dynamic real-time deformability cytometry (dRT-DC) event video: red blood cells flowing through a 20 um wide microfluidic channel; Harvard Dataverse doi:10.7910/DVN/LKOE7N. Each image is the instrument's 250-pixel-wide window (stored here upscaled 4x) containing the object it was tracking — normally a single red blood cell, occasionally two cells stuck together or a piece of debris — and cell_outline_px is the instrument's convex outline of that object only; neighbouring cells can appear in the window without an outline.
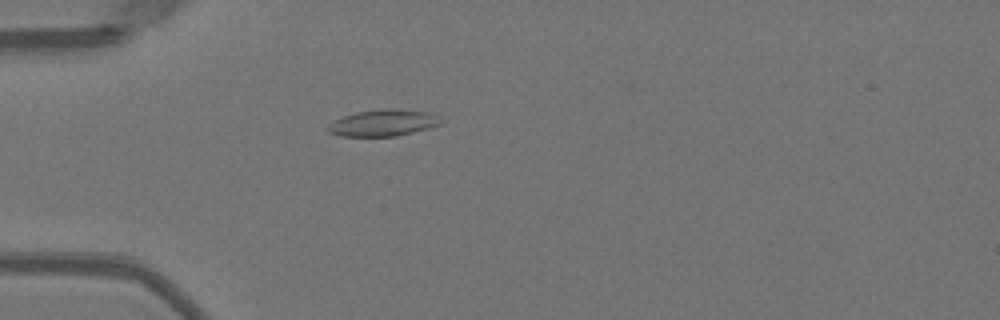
{"species": "Egyptian fruit bat (a non-hibernating species)", "species_latin": "Rousettus aegyptiacus", "temperature_condition": "warm", "stored_images_in_passage": 51, "camera_frame_rate_fps": 3000, "um_per_image_px": 0.085, "animal": {"sex": "female"}, "frame": {"image": 1, "passage_image": 15, "time_ms": 4.667, "image_size_px": [1000, 320], "cell_outline_px": [[444, 120], [440, 124], [428, 128], [396, 136], [340, 136], [328, 132], [324, 128], [332, 120], [356, 112], [380, 108], [396, 108], [428, 112]], "centroid_in_image_um": [32.51, 10.43], "position_along_channel_um": 52.5, "area_um2": 17.69}}
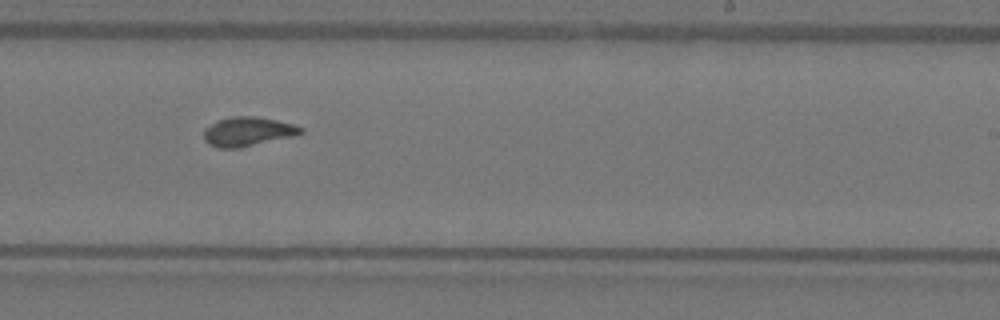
{"frame": {"image": 2, "passage_image": 32, "time_ms": 10.333, "image_size_px": [1000, 320], "cell_outline_px": [[304, 132], [292, 136], [240, 148], [220, 148], [208, 144], [204, 140], [204, 128], [220, 120], [232, 116], [256, 116], [276, 120], [292, 124], [304, 128]], "centroid_in_image_um": [21.05, 11.19], "position_along_channel_um": 267.9, "area_um2": 16.36}}
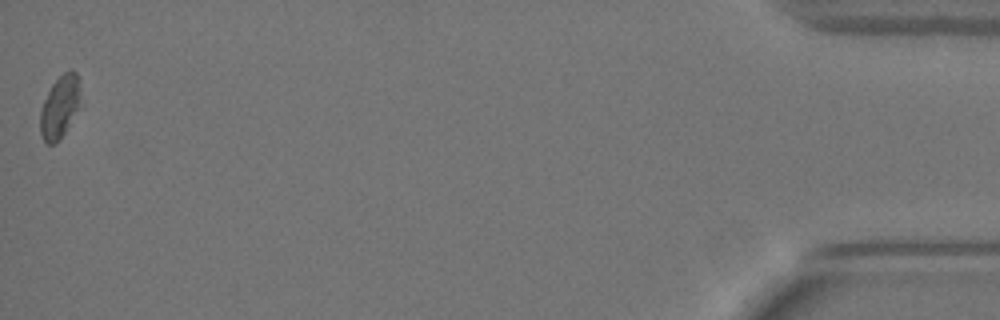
{"frame": {"image": 3, "passage_image": 51, "time_ms": 16.667, "image_size_px": [1000, 320], "cell_outline_px": [[84, 104], [60, 140], [52, 144], [44, 144], [40, 132], [40, 108], [52, 84], [64, 72], [72, 68], [76, 72]], "centroid_in_image_um": [5.14, 9.1], "position_along_channel_um": 430.1, "area_um2": 15.43}, "authors_computed_cell_mechanics": {"area_um2": 16.3574, "velocity_mm_per_s": 4.0011, "shape_relaxation_time_tau1_ms": 8.5062, "shape_relaxation_time_tau2_ms": 1.0017, "deformation_change_tau1": 0.1966, "deformation_change_tau2": 0.0498}}